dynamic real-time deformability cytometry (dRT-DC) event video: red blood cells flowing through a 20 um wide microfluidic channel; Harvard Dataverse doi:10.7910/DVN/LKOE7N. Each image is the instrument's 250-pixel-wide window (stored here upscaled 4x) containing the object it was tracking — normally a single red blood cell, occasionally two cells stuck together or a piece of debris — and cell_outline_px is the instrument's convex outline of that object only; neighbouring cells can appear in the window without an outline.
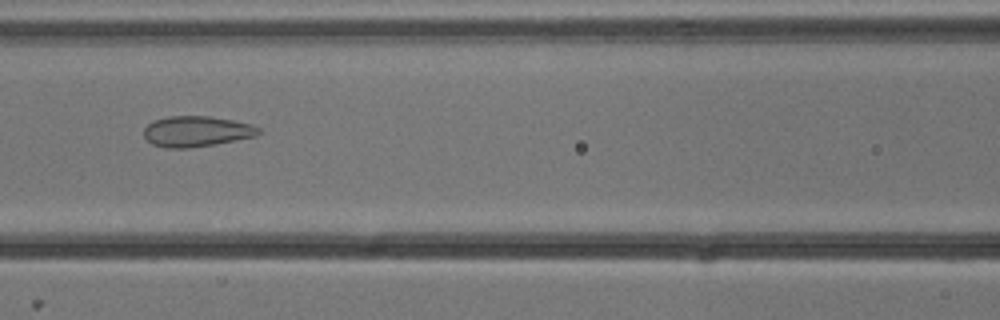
{"species": "common noctule bat (a hibernating species)", "species_latin": "Nyctalus noctula", "temperature_condition": "cold", "stored_images_in_passage": 7, "camera_frame_rate_fps": 3000, "um_per_image_px": 0.085, "animal": {"sex": "male", "body_mass_g": 13.3}, "frame": {"image": 1, "passage_image": 5, "time_ms": 1.333, "image_size_px": [1000, 320], "cell_outline_px": [[264, 132], [256, 136], [216, 144], [188, 148], [168, 148], [152, 144], [144, 136], [144, 128], [148, 124], [156, 120], [168, 116], [212, 116], [252, 124], [260, 128]], "centroid_in_image_um": [16.75, 11.16], "position_along_channel_um": 149.8, "area_um2": 20.58}}
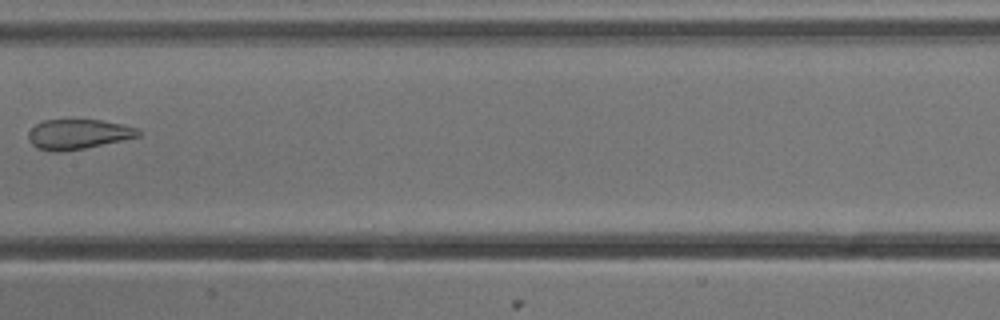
{"frame": {"image": 2, "passage_image": 6, "time_ms": 1.667, "image_size_px": [1000, 320], "cell_outline_px": [[140, 136], [84, 148], [60, 152], [56, 152], [36, 148], [32, 144], [28, 136], [28, 132], [36, 124], [44, 120], [100, 120], [124, 124], [140, 128]], "centroid_in_image_um": [6.65, 11.4], "position_along_channel_um": 200.7, "area_um2": 19.07}}
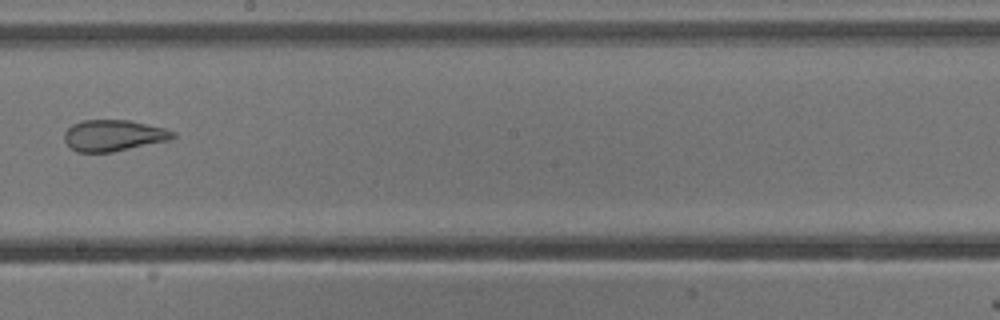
{"frame": {"image": 3, "passage_image": 7, "time_ms": 2.0, "image_size_px": [1000, 320], "cell_outline_px": [[176, 136], [168, 140], [112, 152], [76, 152], [64, 140], [64, 132], [72, 124], [80, 120], [128, 120], [164, 128], [176, 132]], "centroid_in_image_um": [9.62, 11.51], "position_along_channel_um": 238.6, "area_um2": 19.65}}